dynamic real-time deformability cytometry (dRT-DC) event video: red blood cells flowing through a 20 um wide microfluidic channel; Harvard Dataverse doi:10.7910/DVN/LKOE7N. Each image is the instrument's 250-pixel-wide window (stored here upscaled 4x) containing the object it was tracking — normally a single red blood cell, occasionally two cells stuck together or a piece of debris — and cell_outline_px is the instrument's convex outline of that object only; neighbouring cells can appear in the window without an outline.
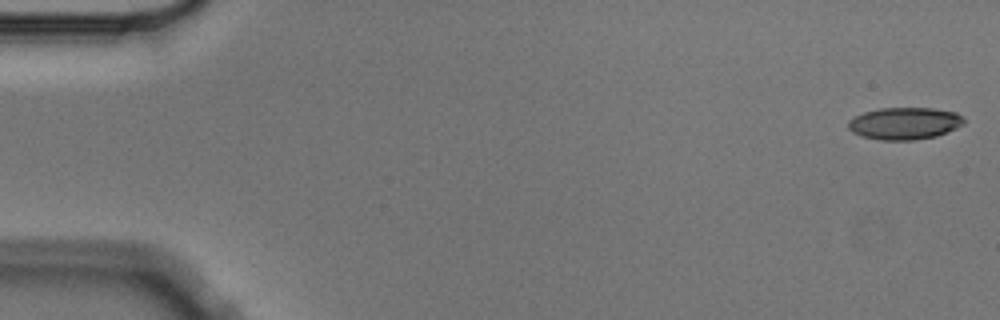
{"species": "Egyptian fruit bat (a non-hibernating species)", "species_latin": "Rousettus aegyptiacus", "temperature_condition": "cold", "stored_images_in_passage": 6, "camera_frame_rate_fps": 3000, "um_per_image_px": 0.085, "animal": {"sex": "male"}, "frame": {"image": 1, "passage_image": 1, "time_ms": 0.0, "image_size_px": [1000, 320], "cell_outline_px": [[964, 124], [956, 128], [936, 136], [912, 140], [880, 140], [860, 136], [852, 132], [848, 128], [848, 120], [864, 112], [880, 108], [932, 108], [956, 112], [964, 116]], "centroid_in_image_um": [76.88, 10.49], "position_along_channel_um": 8.1, "area_um2": 21.73}}
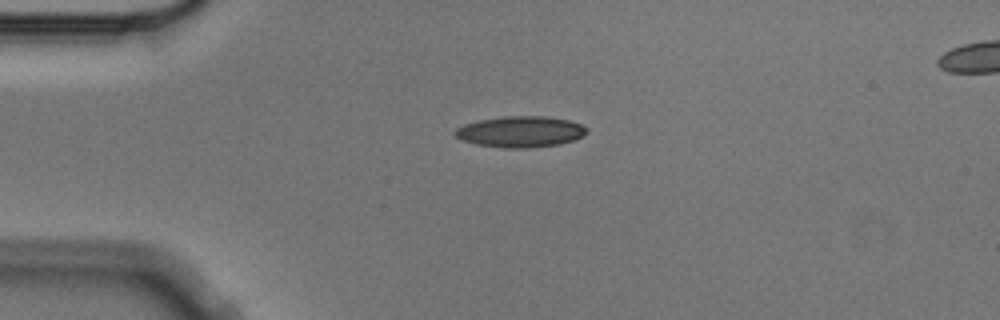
{"frame": {"image": 2, "passage_image": 4, "time_ms": 1.0, "image_size_px": [1000, 320], "cell_outline_px": [[588, 132], [584, 136], [560, 144], [528, 148], [504, 148], [476, 144], [464, 140], [456, 136], [452, 132], [456, 128], [464, 124], [480, 120], [504, 116], [544, 116], [568, 120], [580, 124], [588, 128]], "centroid_in_image_um": [44.25, 11.19], "position_along_channel_um": 40.8, "area_um2": 23.81}}
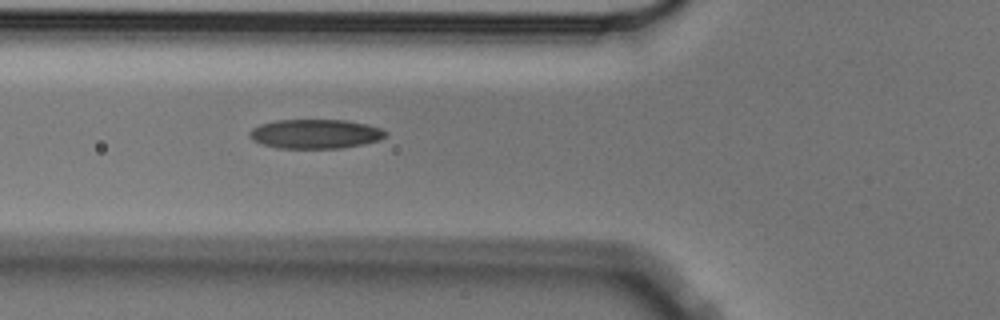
{"frame": {"image": 3, "passage_image": 6, "time_ms": 1.667, "image_size_px": [1000, 320], "cell_outline_px": [[388, 132], [380, 140], [364, 144], [340, 148], [276, 148], [260, 144], [252, 140], [248, 136], [248, 132], [252, 128], [260, 124], [276, 120], [348, 120], [368, 124], [380, 128]], "centroid_in_image_um": [26.77, 11.38], "position_along_channel_um": 99.0, "area_um2": 23.47}}